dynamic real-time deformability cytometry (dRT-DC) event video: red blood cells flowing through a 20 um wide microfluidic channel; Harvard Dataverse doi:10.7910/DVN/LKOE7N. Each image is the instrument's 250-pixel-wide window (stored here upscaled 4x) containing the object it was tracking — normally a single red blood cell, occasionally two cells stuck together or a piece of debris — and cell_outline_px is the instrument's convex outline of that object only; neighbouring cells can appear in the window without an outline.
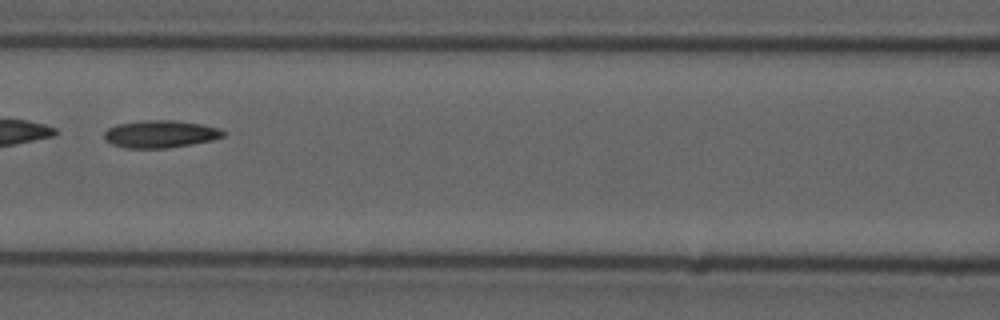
{"species": "common noctule bat (a hibernating species)", "species_latin": "Nyctalus noctula", "temperature_condition": "cold", "stored_images_in_passage": 9, "camera_frame_rate_fps": 3000, "um_per_image_px": 0.085, "animal": {"sex": "male", "forearm_length_mm": 52.5}, "frame": {"image": 1, "passage_image": 7, "time_ms": 2.0, "image_size_px": [1000, 320], "cell_outline_px": [[224, 136], [212, 140], [168, 148], [128, 148], [112, 144], [104, 140], [104, 132], [108, 128], [116, 124], [140, 120], [172, 120], [200, 124], [220, 128], [224, 132]], "centroid_in_image_um": [13.59, 11.39], "position_along_channel_um": 153.0, "area_um2": 19.02}}
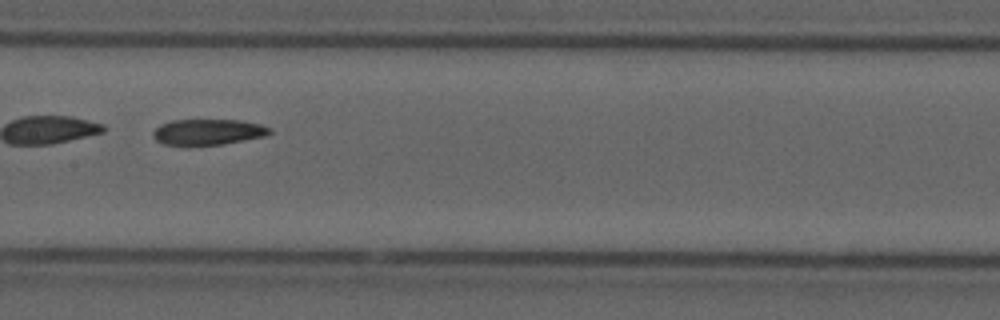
{"frame": {"image": 2, "passage_image": 8, "time_ms": 2.333, "image_size_px": [1000, 320], "cell_outline_px": [[272, 132], [264, 136], [244, 140], [220, 144], [188, 148], [184, 148], [164, 144], [156, 140], [152, 136], [152, 132], [160, 124], [172, 120], [240, 120], [260, 124], [272, 128]], "centroid_in_image_um": [17.61, 11.25], "position_along_channel_um": 189.8, "area_um2": 18.15}}
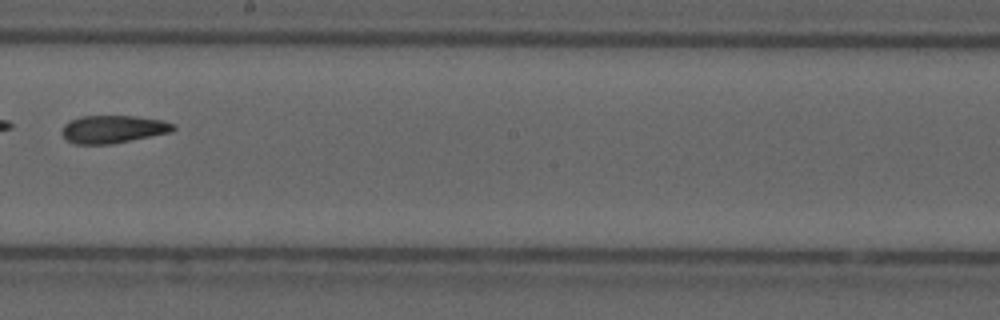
{"frame": {"image": 3, "passage_image": 9, "time_ms": 2.667, "image_size_px": [1000, 320], "cell_outline_px": [[176, 128], [172, 132], [112, 144], [72, 144], [60, 132], [64, 124], [80, 116], [136, 116], [160, 120], [176, 124]], "centroid_in_image_um": [9.62, 10.98], "position_along_channel_um": 238.6, "area_um2": 18.09}}